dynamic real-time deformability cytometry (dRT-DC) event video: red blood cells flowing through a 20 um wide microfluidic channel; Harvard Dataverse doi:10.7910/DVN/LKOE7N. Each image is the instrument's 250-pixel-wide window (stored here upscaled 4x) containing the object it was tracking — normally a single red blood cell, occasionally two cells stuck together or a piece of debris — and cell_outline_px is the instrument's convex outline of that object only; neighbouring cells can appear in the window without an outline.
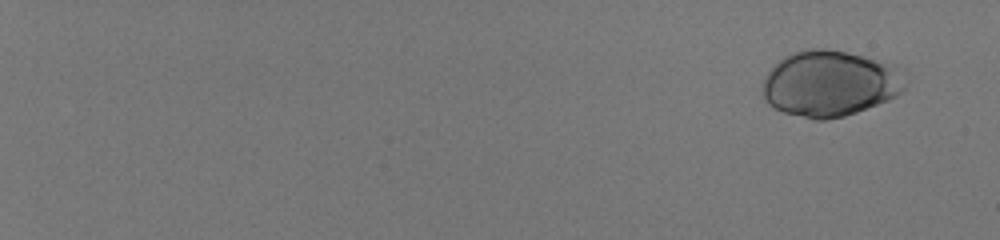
{"species": "human", "species_latin": "Homo sapiens", "temperature_condition": "room temperature", "stored_images_in_passage": 55, "camera_frame_rate_fps": 3000, "um_per_image_px": 0.085, "donor": {"sex": "male"}, "frame": {"image": 1, "passage_image": 1, "time_ms": 0.0, "image_size_px": [1000, 240], "cell_outline_px": [[904, 88], [896, 96], [888, 100], [856, 112], [844, 116], [824, 120], [812, 120], [784, 112], [772, 108], [768, 104], [764, 96], [764, 80], [768, 72], [784, 56], [792, 52], [808, 48], [824, 48], [848, 52], [896, 64], [904, 68]], "centroid_in_image_um": [70.58, 7.09], "position_along_channel_um": 14.4, "area_um2": 55.14}}
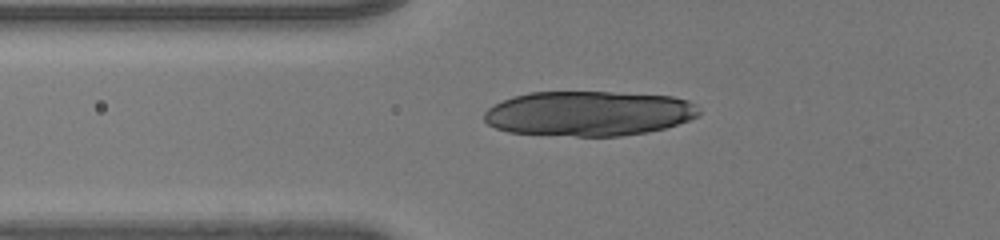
{"frame": {"image": 2, "passage_image": 24, "time_ms": 7.667, "image_size_px": [1000, 240], "cell_outline_px": [[700, 116], [664, 128], [648, 132], [620, 136], [576, 136], [508, 132], [496, 128], [488, 124], [484, 120], [484, 112], [488, 108], [512, 96], [528, 92], [612, 92], [672, 96], [688, 100], [696, 104], [700, 112]], "centroid_in_image_um": [50.05, 9.64], "position_along_channel_um": 75.7, "area_um2": 56.36}}
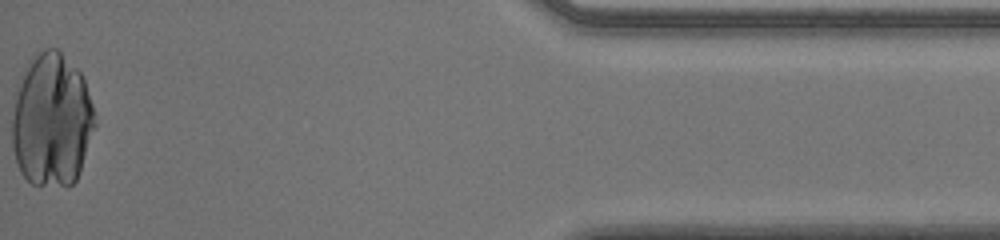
{"frame": {"image": 3, "passage_image": 55, "time_ms": 18.0, "image_size_px": [1000, 240], "cell_outline_px": [[96, 124], [76, 180], [68, 188], [32, 184], [20, 172], [12, 148], [12, 116], [20, 84], [32, 56], [44, 48], [56, 48], [80, 72], [84, 80], [92, 104]], "centroid_in_image_um": [4.41, 10.27], "position_along_channel_um": 430.8, "area_um2": 63.93}}